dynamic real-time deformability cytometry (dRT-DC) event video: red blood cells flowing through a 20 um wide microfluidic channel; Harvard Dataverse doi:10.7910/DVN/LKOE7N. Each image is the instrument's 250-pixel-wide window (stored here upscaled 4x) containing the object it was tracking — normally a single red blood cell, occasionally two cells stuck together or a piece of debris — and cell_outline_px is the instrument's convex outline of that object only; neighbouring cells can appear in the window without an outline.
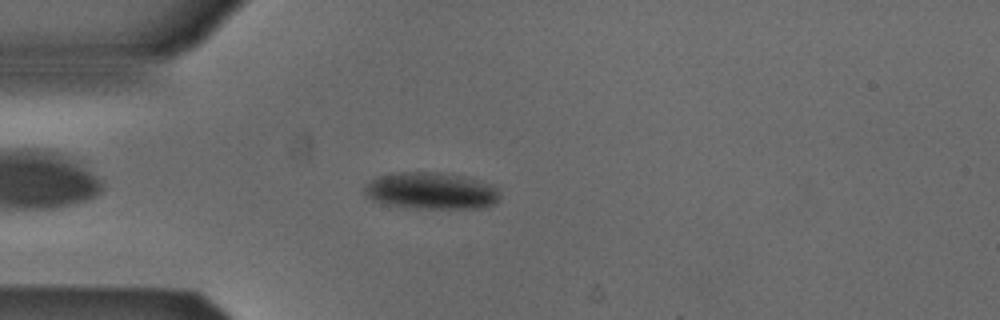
{"species": "Egyptian fruit bat (a non-hibernating species)", "species_latin": "Rousettus aegyptiacus", "temperature_condition": "cold", "stored_images_in_passage": 45, "camera_frame_rate_fps": 3000, "um_per_image_px": 0.085, "animal": {"sex": "male"}, "frame": {"image": 1, "passage_image": 6, "time_ms": 1.667, "image_size_px": [1000, 320], "cell_outline_px": [[500, 200], [496, 204], [488, 208], [400, 208], [384, 204], [372, 200], [364, 192], [364, 188], [376, 176], [400, 172], [440, 172], [468, 176], [492, 184], [500, 192]], "centroid_in_image_um": [36.71, 16.23], "position_along_channel_um": 48.3, "area_um2": 29.71}}
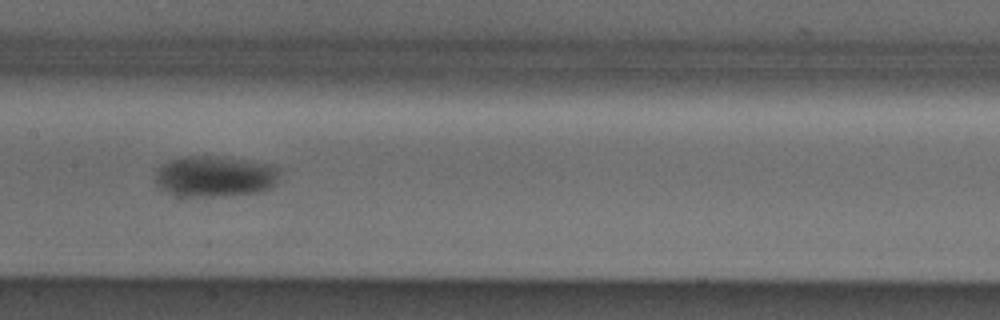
{"frame": {"image": 2, "passage_image": 18, "time_ms": 5.667, "image_size_px": [1000, 320], "cell_outline_px": [[280, 168], [276, 184], [272, 188], [256, 192], [228, 196], [188, 196], [168, 192], [160, 188], [156, 184], [156, 168], [160, 164], [168, 160], [184, 156], [208, 156], [240, 160], [268, 164]], "centroid_in_image_um": [18.24, 14.99], "position_along_channel_um": 189.2, "area_um2": 29.54}}
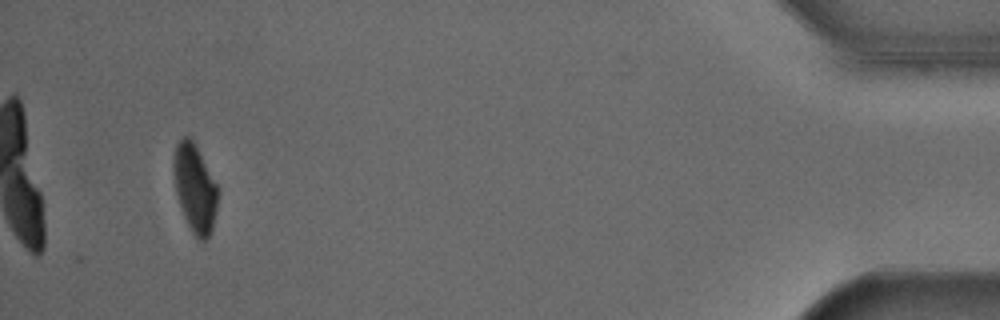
{"frame": {"image": 3, "passage_image": 42, "time_ms": 13.667, "image_size_px": [1000, 320], "cell_outline_px": [[220, 192], [212, 228], [208, 236], [204, 240], [200, 240], [192, 232], [184, 216], [176, 192], [172, 172], [172, 164], [176, 144], [184, 136], [188, 136], [192, 140], [216, 184]], "centroid_in_image_um": [16.55, 15.99], "position_along_channel_um": 418.7, "area_um2": 22.31}, "authors_computed_cell_mechanics": {"area_um2": 27.9174, "velocity_mm_per_s": 3.8484, "shape_relaxation_time_tau1_ms": 2.3976, "shape_relaxation_time_tau2_ms": null, "deformation_change_tau1": 0.0787, "deformation_change_tau2": null}}